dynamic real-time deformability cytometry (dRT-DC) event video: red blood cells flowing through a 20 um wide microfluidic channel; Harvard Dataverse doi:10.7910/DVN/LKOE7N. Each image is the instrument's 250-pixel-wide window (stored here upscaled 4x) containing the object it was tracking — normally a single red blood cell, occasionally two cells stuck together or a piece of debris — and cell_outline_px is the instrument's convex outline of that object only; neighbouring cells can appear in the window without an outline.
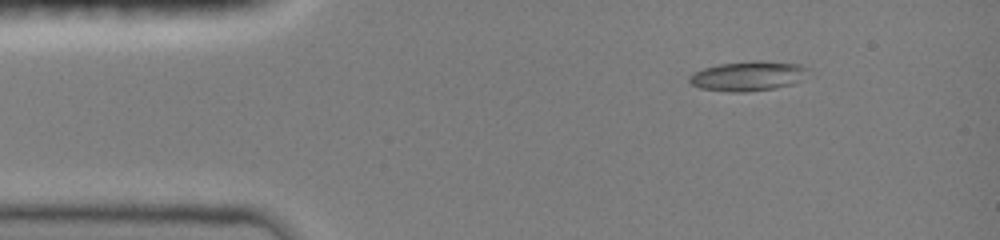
{"species": "common noctule bat (a hibernating species)", "species_latin": "Nyctalus noctula", "temperature_condition": "room temperature", "stored_images_in_passage": 52, "camera_frame_rate_fps": 3000, "um_per_image_px": 0.085, "animal": {"sex": "female", "body_mass_g": 19.0, "forearm_length_mm": 51.5}, "frame": {"image": 1, "passage_image": 1, "time_ms": 0.0, "image_size_px": [1000, 240], "cell_outline_px": [[808, 68], [792, 84], [772, 88], [744, 92], [728, 92], [700, 88], [692, 84], [688, 80], [688, 76], [692, 72], [704, 68], [720, 64], [752, 60], [760, 60], [800, 64]], "centroid_in_image_um": [63.47, 6.45], "position_along_channel_um": 21.5, "area_um2": 20.23}}
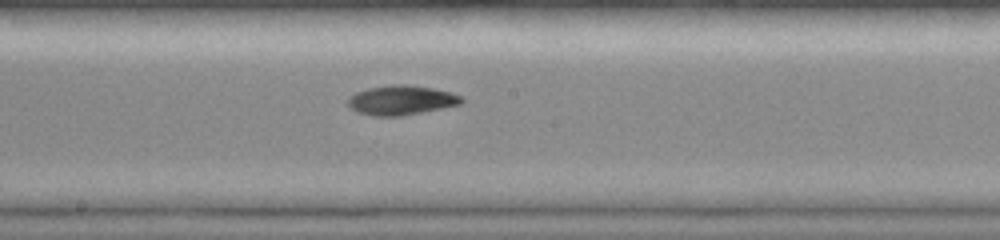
{"frame": {"image": 2, "passage_image": 21, "time_ms": 6.333, "image_size_px": [1000, 240], "cell_outline_px": [[464, 100], [460, 104], [400, 116], [376, 116], [356, 112], [348, 104], [348, 100], [356, 92], [368, 88], [392, 84], [408, 84], [432, 88], [452, 92], [460, 96]], "centroid_in_image_um": [34.1, 8.5], "position_along_channel_um": 214.1, "area_um2": 19.31}}
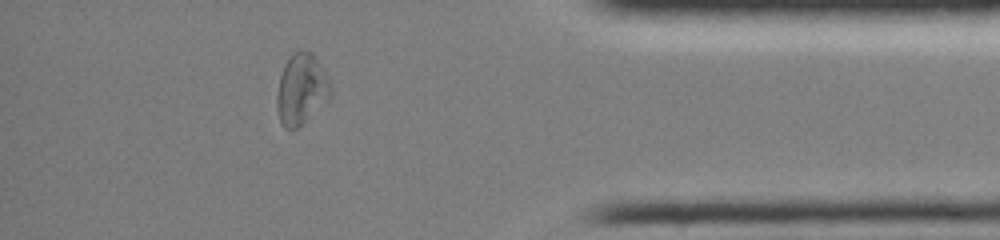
{"frame": {"image": 3, "passage_image": 45, "time_ms": 11.667, "image_size_px": [1000, 240], "cell_outline_px": [[332, 96], [296, 128], [284, 128], [280, 120], [276, 108], [276, 96], [280, 76], [284, 64], [292, 52], [300, 48], [312, 52], [328, 76], [332, 88]], "centroid_in_image_um": [25.61, 7.52], "position_along_channel_um": 409.6, "area_um2": 22.25}, "authors_computed_cell_mechanics": {"area_um2": 18.9006, "velocity_mm_per_s": 4.0475, "shape_relaxation_time_tau1_ms": 7.409, "shape_relaxation_time_tau2_ms": null, "deformation_change_tau1": 0.2239, "deformation_change_tau2": null}}